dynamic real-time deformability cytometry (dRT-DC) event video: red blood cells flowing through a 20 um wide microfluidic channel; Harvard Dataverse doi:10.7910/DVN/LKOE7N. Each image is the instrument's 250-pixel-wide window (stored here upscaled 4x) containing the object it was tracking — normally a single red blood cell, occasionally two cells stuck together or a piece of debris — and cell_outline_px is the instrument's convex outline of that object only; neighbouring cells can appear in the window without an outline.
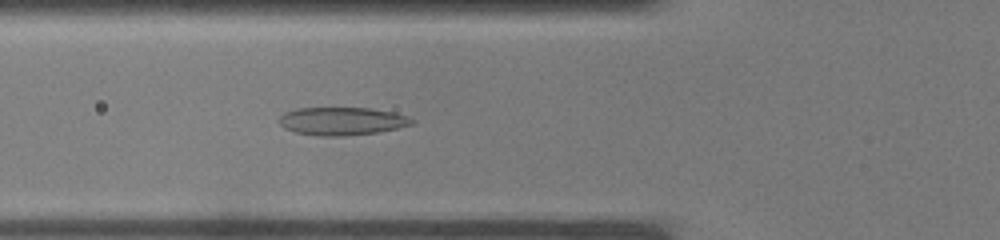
{"species": "common noctule bat (a hibernating species)", "species_latin": "Nyctalus noctula", "temperature_condition": "warm", "stored_images_in_passage": 27, "camera_frame_rate_fps": 3000, "um_per_image_px": 0.085, "animal": {"sex": "male", "body_mass_g": 19.0, "forearm_length_mm": 50.8}, "frame": {"image": 1, "passage_image": 3, "time_ms": 0.667, "image_size_px": [1000, 240], "cell_outline_px": [[416, 120], [412, 124], [380, 132], [344, 136], [320, 136], [296, 132], [284, 128], [280, 124], [280, 116], [284, 112], [296, 108], [372, 108], [392, 112], [408, 116]], "centroid_in_image_um": [29.08, 10.29], "position_along_channel_um": 96.7, "area_um2": 21.68}}
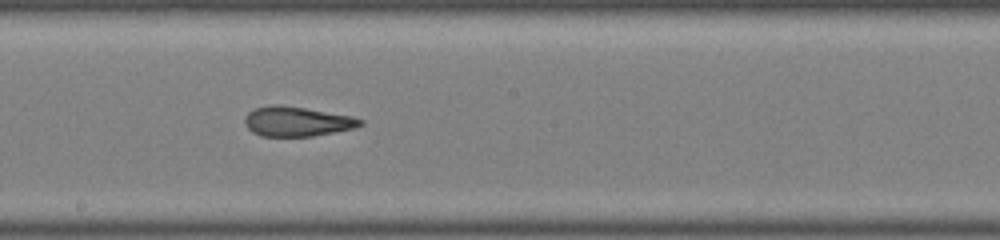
{"frame": {"image": 2, "passage_image": 10, "time_ms": 3.0, "image_size_px": [1000, 240], "cell_outline_px": [[364, 124], [352, 128], [312, 136], [260, 136], [252, 132], [248, 128], [244, 120], [248, 112], [256, 108], [272, 104], [280, 104], [352, 116], [364, 120]], "centroid_in_image_um": [25.22, 10.32], "position_along_channel_um": 223.0, "area_um2": 19.83}}
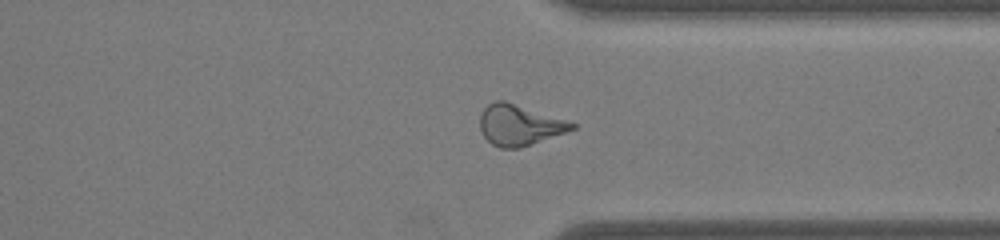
{"frame": {"image": 3, "passage_image": 18, "time_ms": 5.667, "image_size_px": [1000, 240], "cell_outline_px": [[576, 128], [520, 148], [500, 148], [492, 144], [484, 136], [480, 128], [480, 116], [484, 108], [488, 104], [496, 100], [504, 100], [576, 124]], "centroid_in_image_um": [44.1, 10.63], "position_along_channel_um": 367.3, "area_um2": 21.33}}